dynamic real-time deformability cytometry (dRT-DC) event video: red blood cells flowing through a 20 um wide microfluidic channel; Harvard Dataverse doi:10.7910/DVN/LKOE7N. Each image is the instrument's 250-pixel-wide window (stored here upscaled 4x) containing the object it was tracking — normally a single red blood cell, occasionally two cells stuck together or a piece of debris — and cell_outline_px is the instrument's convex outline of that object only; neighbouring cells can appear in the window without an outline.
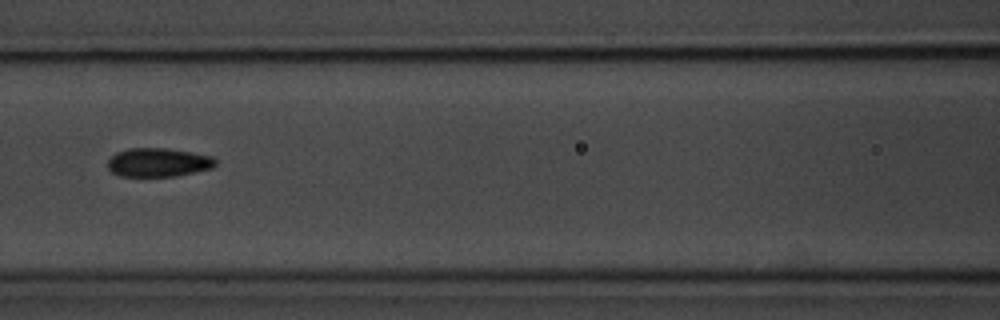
{"species": "common noctule bat (a hibernating species)", "species_latin": "Nyctalus noctula", "temperature_condition": "room temperature", "stored_images_in_passage": 7, "camera_frame_rate_fps": 3000, "um_per_image_px": 0.085, "animal": {"sex": "male", "body_mass_g": 20.1, "forearm_length_mm": 53.5}, "frame": {"image": 1, "passage_image": 7, "time_ms": 6.667, "image_size_px": [1000, 320], "cell_outline_px": [[216, 164], [212, 168], [176, 176], [120, 176], [112, 172], [108, 168], [108, 160], [116, 152], [128, 148], [168, 148], [192, 152], [212, 156], [216, 160]], "centroid_in_image_um": [13.45, 13.8], "position_along_channel_um": 153.1, "area_um2": 18.09}}